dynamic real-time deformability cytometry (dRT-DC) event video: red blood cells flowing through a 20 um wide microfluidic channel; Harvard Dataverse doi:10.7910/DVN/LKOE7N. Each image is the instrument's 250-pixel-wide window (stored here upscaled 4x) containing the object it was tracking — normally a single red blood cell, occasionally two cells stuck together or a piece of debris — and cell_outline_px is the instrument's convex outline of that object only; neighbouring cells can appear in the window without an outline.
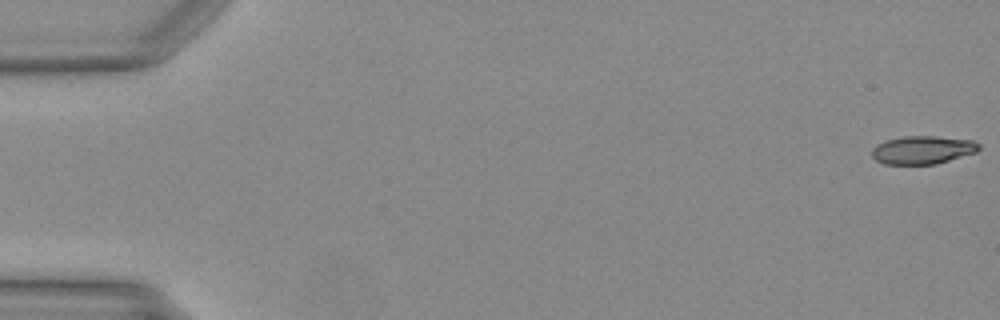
{"species": "Egyptian fruit bat (a non-hibernating species)", "species_latin": "Rousettus aegyptiacus", "temperature_condition": "warm", "stored_images_in_passage": 50, "camera_frame_rate_fps": 3000, "um_per_image_px": 0.085, "animal": {"sex": "female"}, "frame": {"image": 1, "passage_image": 1, "time_ms": 0.0, "image_size_px": [1000, 320], "cell_outline_px": [[980, 148], [976, 152], [936, 164], [884, 164], [876, 160], [872, 156], [872, 148], [876, 144], [888, 140], [904, 136], [932, 136], [972, 140], [980, 144]], "centroid_in_image_um": [78.41, 12.74], "position_along_channel_um": 6.6, "area_um2": 17.46}}
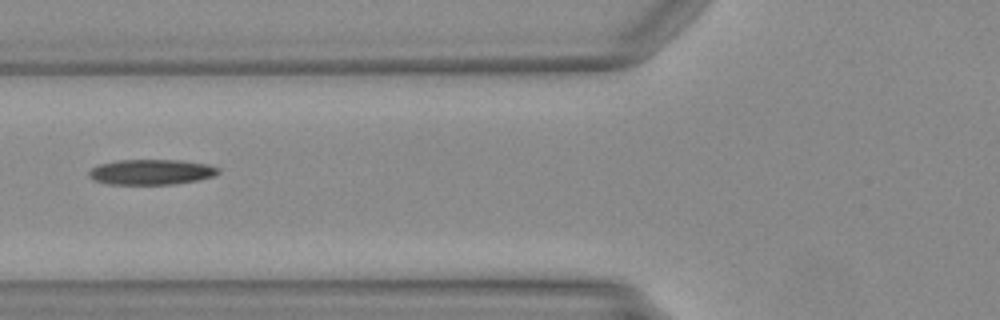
{"frame": {"image": 2, "passage_image": 20, "time_ms": 6.333, "image_size_px": [1000, 320], "cell_outline_px": [[220, 172], [212, 176], [196, 180], [172, 184], [108, 184], [96, 180], [88, 176], [88, 172], [92, 168], [100, 164], [116, 160], [180, 160], [208, 164], [220, 168]], "centroid_in_image_um": [12.86, 14.61], "position_along_channel_um": 112.9, "area_um2": 18.96}}
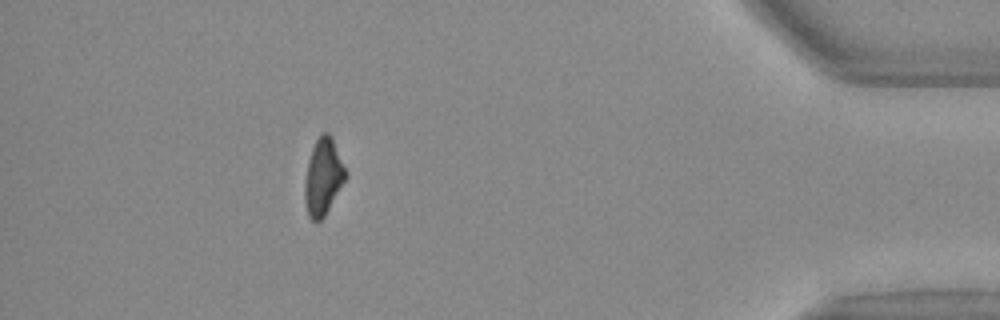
{"frame": {"image": 3, "passage_image": 45, "time_ms": 14.667, "image_size_px": [1000, 320], "cell_outline_px": [[344, 180], [324, 216], [320, 220], [312, 220], [308, 216], [304, 200], [304, 184], [308, 160], [312, 148], [320, 132], [328, 132], [332, 136], [344, 168]], "centroid_in_image_um": [27.41, 15.0], "position_along_channel_um": 407.8, "area_um2": 17.74}}